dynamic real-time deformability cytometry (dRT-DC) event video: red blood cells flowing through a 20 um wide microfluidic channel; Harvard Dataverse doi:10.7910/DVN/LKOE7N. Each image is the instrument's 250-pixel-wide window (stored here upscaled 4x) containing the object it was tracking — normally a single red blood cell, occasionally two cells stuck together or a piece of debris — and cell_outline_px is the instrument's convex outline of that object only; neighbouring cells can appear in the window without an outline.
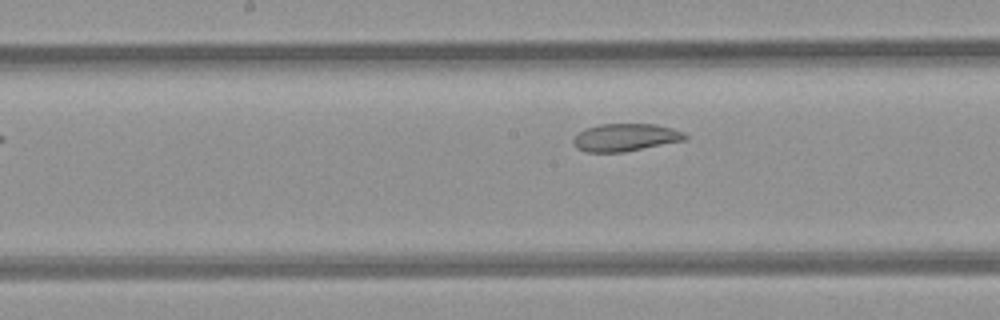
{"species": "common noctule bat (a hibernating species)", "species_latin": "Nyctalus noctula", "temperature_condition": "room temperature", "stored_images_in_passage": 6, "camera_frame_rate_fps": 3000, "um_per_image_px": 0.085, "animal": {"sex": "female", "body_mass_g": 21.9}, "frame": {"image": 1, "passage_image": 6, "time_ms": 6.0, "image_size_px": [1000, 320], "cell_outline_px": [[688, 140], [624, 152], [588, 152], [576, 148], [572, 144], [572, 140], [584, 128], [600, 124], [656, 124], [672, 128], [684, 132], [688, 136]], "centroid_in_image_um": [53.19, 11.68], "position_along_channel_um": 195.0, "area_um2": 18.21}}